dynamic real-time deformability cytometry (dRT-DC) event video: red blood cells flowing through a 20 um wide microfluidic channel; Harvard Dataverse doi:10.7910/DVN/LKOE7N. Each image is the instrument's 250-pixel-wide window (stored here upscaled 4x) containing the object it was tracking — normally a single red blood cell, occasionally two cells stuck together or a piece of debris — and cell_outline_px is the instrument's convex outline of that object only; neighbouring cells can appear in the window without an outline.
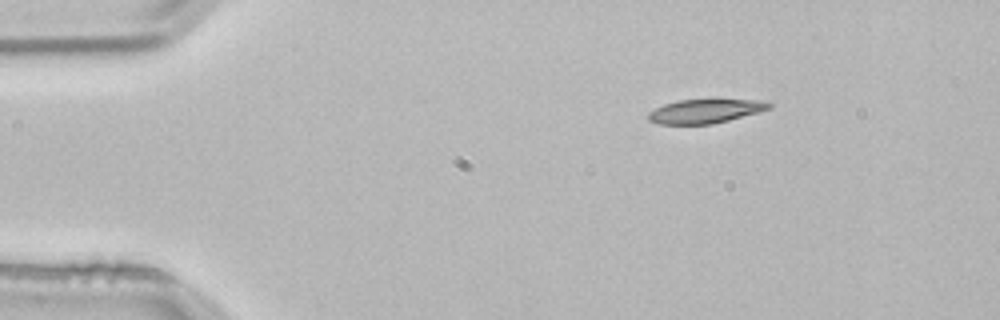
{"species": "common noctule bat (a hibernating species)", "species_latin": "Nyctalus noctula", "temperature_condition": "room temperature", "stored_images_in_passage": 4, "segment_of_instrument_passage": [2, 2], "camera_frame_rate_fps": 3000, "um_per_image_px": 0.085, "animal": {"sex": "male", "body_mass_g": 21.5, "forearm_length_mm": 52.0}, "frame": {"image": 1, "passage_image": 4, "time_ms": 1.0, "image_size_px": [1000, 320], "cell_outline_px": [[772, 108], [728, 120], [712, 124], [656, 124], [648, 120], [648, 112], [664, 104], [680, 100], [756, 100], [772, 104]], "centroid_in_image_um": [59.89, 9.46], "position_along_channel_um": 25.1, "area_um2": 16.59}}